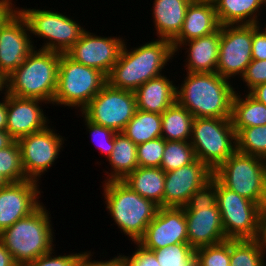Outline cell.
Returning <instances> with one entry per match:
<instances>
[{"label":"cell","mask_w":266,"mask_h":266,"mask_svg":"<svg viewBox=\"0 0 266 266\" xmlns=\"http://www.w3.org/2000/svg\"><path fill=\"white\" fill-rule=\"evenodd\" d=\"M137 110L133 91L117 89L108 83L81 110L90 121L122 132Z\"/></svg>","instance_id":"11"},{"label":"cell","mask_w":266,"mask_h":266,"mask_svg":"<svg viewBox=\"0 0 266 266\" xmlns=\"http://www.w3.org/2000/svg\"><path fill=\"white\" fill-rule=\"evenodd\" d=\"M138 243L150 251L178 243H188L184 208L159 207Z\"/></svg>","instance_id":"15"},{"label":"cell","mask_w":266,"mask_h":266,"mask_svg":"<svg viewBox=\"0 0 266 266\" xmlns=\"http://www.w3.org/2000/svg\"><path fill=\"white\" fill-rule=\"evenodd\" d=\"M12 1L0 0V29L19 11Z\"/></svg>","instance_id":"45"},{"label":"cell","mask_w":266,"mask_h":266,"mask_svg":"<svg viewBox=\"0 0 266 266\" xmlns=\"http://www.w3.org/2000/svg\"><path fill=\"white\" fill-rule=\"evenodd\" d=\"M160 266H197L196 253L188 243L153 250Z\"/></svg>","instance_id":"34"},{"label":"cell","mask_w":266,"mask_h":266,"mask_svg":"<svg viewBox=\"0 0 266 266\" xmlns=\"http://www.w3.org/2000/svg\"><path fill=\"white\" fill-rule=\"evenodd\" d=\"M137 249L132 256L123 255L124 266H160L153 251L145 249L135 242Z\"/></svg>","instance_id":"42"},{"label":"cell","mask_w":266,"mask_h":266,"mask_svg":"<svg viewBox=\"0 0 266 266\" xmlns=\"http://www.w3.org/2000/svg\"><path fill=\"white\" fill-rule=\"evenodd\" d=\"M126 45L107 76V83L113 88L135 92L145 82L161 76L160 72L175 55L168 39L157 38L129 50Z\"/></svg>","instance_id":"1"},{"label":"cell","mask_w":266,"mask_h":266,"mask_svg":"<svg viewBox=\"0 0 266 266\" xmlns=\"http://www.w3.org/2000/svg\"><path fill=\"white\" fill-rule=\"evenodd\" d=\"M218 22L223 25L258 24L263 0H212ZM248 18V19H247Z\"/></svg>","instance_id":"25"},{"label":"cell","mask_w":266,"mask_h":266,"mask_svg":"<svg viewBox=\"0 0 266 266\" xmlns=\"http://www.w3.org/2000/svg\"><path fill=\"white\" fill-rule=\"evenodd\" d=\"M91 254L90 251H84L81 254L80 260H79V266H124L123 262V256L122 255H117L113 257L112 259L110 258L109 260H101V261H96V260H91Z\"/></svg>","instance_id":"44"},{"label":"cell","mask_w":266,"mask_h":266,"mask_svg":"<svg viewBox=\"0 0 266 266\" xmlns=\"http://www.w3.org/2000/svg\"><path fill=\"white\" fill-rule=\"evenodd\" d=\"M221 39L220 28L207 36L183 42L175 51L178 52L182 46H188L186 72H216Z\"/></svg>","instance_id":"22"},{"label":"cell","mask_w":266,"mask_h":266,"mask_svg":"<svg viewBox=\"0 0 266 266\" xmlns=\"http://www.w3.org/2000/svg\"><path fill=\"white\" fill-rule=\"evenodd\" d=\"M30 34L47 39L40 49L65 54L81 37L84 27L63 13L51 10L19 8ZM48 41V42H47Z\"/></svg>","instance_id":"9"},{"label":"cell","mask_w":266,"mask_h":266,"mask_svg":"<svg viewBox=\"0 0 266 266\" xmlns=\"http://www.w3.org/2000/svg\"><path fill=\"white\" fill-rule=\"evenodd\" d=\"M217 205L228 240L258 239L261 206L223 186L217 180Z\"/></svg>","instance_id":"10"},{"label":"cell","mask_w":266,"mask_h":266,"mask_svg":"<svg viewBox=\"0 0 266 266\" xmlns=\"http://www.w3.org/2000/svg\"><path fill=\"white\" fill-rule=\"evenodd\" d=\"M220 28L212 0H192L187 7L183 26L171 41L174 51L183 42L210 35Z\"/></svg>","instance_id":"21"},{"label":"cell","mask_w":266,"mask_h":266,"mask_svg":"<svg viewBox=\"0 0 266 266\" xmlns=\"http://www.w3.org/2000/svg\"><path fill=\"white\" fill-rule=\"evenodd\" d=\"M165 75L150 79L134 93L138 110L162 114L176 102L177 86Z\"/></svg>","instance_id":"23"},{"label":"cell","mask_w":266,"mask_h":266,"mask_svg":"<svg viewBox=\"0 0 266 266\" xmlns=\"http://www.w3.org/2000/svg\"><path fill=\"white\" fill-rule=\"evenodd\" d=\"M0 266H19L0 239Z\"/></svg>","instance_id":"46"},{"label":"cell","mask_w":266,"mask_h":266,"mask_svg":"<svg viewBox=\"0 0 266 266\" xmlns=\"http://www.w3.org/2000/svg\"><path fill=\"white\" fill-rule=\"evenodd\" d=\"M217 179L212 178L203 186L197 189L190 197L187 204L183 207L184 211H200L205 208L213 207L217 203Z\"/></svg>","instance_id":"37"},{"label":"cell","mask_w":266,"mask_h":266,"mask_svg":"<svg viewBox=\"0 0 266 266\" xmlns=\"http://www.w3.org/2000/svg\"><path fill=\"white\" fill-rule=\"evenodd\" d=\"M161 114L136 110L122 133L136 145L161 137Z\"/></svg>","instance_id":"30"},{"label":"cell","mask_w":266,"mask_h":266,"mask_svg":"<svg viewBox=\"0 0 266 266\" xmlns=\"http://www.w3.org/2000/svg\"><path fill=\"white\" fill-rule=\"evenodd\" d=\"M252 25H223L216 72L224 78L242 76L252 61Z\"/></svg>","instance_id":"13"},{"label":"cell","mask_w":266,"mask_h":266,"mask_svg":"<svg viewBox=\"0 0 266 266\" xmlns=\"http://www.w3.org/2000/svg\"><path fill=\"white\" fill-rule=\"evenodd\" d=\"M4 91L7 92V77L0 72V92L3 93Z\"/></svg>","instance_id":"51"},{"label":"cell","mask_w":266,"mask_h":266,"mask_svg":"<svg viewBox=\"0 0 266 266\" xmlns=\"http://www.w3.org/2000/svg\"><path fill=\"white\" fill-rule=\"evenodd\" d=\"M196 160L190 141H165V149L160 168L164 172L187 166Z\"/></svg>","instance_id":"33"},{"label":"cell","mask_w":266,"mask_h":266,"mask_svg":"<svg viewBox=\"0 0 266 266\" xmlns=\"http://www.w3.org/2000/svg\"><path fill=\"white\" fill-rule=\"evenodd\" d=\"M184 213L187 220L188 244L193 249L227 240L217 203L200 211H184Z\"/></svg>","instance_id":"20"},{"label":"cell","mask_w":266,"mask_h":266,"mask_svg":"<svg viewBox=\"0 0 266 266\" xmlns=\"http://www.w3.org/2000/svg\"><path fill=\"white\" fill-rule=\"evenodd\" d=\"M84 119V123L87 127V131H89L92 140L95 139L97 142V147L100 150L101 154L105 155L108 158L114 148V136L117 132H115L111 128H107L96 124L90 120H88L83 114L82 116ZM98 138V139H97ZM94 141V140H93ZM95 142V141H94Z\"/></svg>","instance_id":"39"},{"label":"cell","mask_w":266,"mask_h":266,"mask_svg":"<svg viewBox=\"0 0 266 266\" xmlns=\"http://www.w3.org/2000/svg\"><path fill=\"white\" fill-rule=\"evenodd\" d=\"M50 127L17 140L28 179L39 182L41 175L54 164L63 148L64 138Z\"/></svg>","instance_id":"12"},{"label":"cell","mask_w":266,"mask_h":266,"mask_svg":"<svg viewBox=\"0 0 266 266\" xmlns=\"http://www.w3.org/2000/svg\"><path fill=\"white\" fill-rule=\"evenodd\" d=\"M106 84L104 73L61 54L53 105L78 107L81 111Z\"/></svg>","instance_id":"7"},{"label":"cell","mask_w":266,"mask_h":266,"mask_svg":"<svg viewBox=\"0 0 266 266\" xmlns=\"http://www.w3.org/2000/svg\"><path fill=\"white\" fill-rule=\"evenodd\" d=\"M0 174L9 182L28 179L23 169L21 150L17 140L7 148L0 149Z\"/></svg>","instance_id":"35"},{"label":"cell","mask_w":266,"mask_h":266,"mask_svg":"<svg viewBox=\"0 0 266 266\" xmlns=\"http://www.w3.org/2000/svg\"><path fill=\"white\" fill-rule=\"evenodd\" d=\"M26 19L18 11L0 29V72L8 77L36 46L29 35Z\"/></svg>","instance_id":"17"},{"label":"cell","mask_w":266,"mask_h":266,"mask_svg":"<svg viewBox=\"0 0 266 266\" xmlns=\"http://www.w3.org/2000/svg\"><path fill=\"white\" fill-rule=\"evenodd\" d=\"M263 5L266 7V0H263ZM266 9V8H265Z\"/></svg>","instance_id":"53"},{"label":"cell","mask_w":266,"mask_h":266,"mask_svg":"<svg viewBox=\"0 0 266 266\" xmlns=\"http://www.w3.org/2000/svg\"><path fill=\"white\" fill-rule=\"evenodd\" d=\"M165 149L162 137L137 145V161L139 167H160Z\"/></svg>","instance_id":"38"},{"label":"cell","mask_w":266,"mask_h":266,"mask_svg":"<svg viewBox=\"0 0 266 266\" xmlns=\"http://www.w3.org/2000/svg\"><path fill=\"white\" fill-rule=\"evenodd\" d=\"M194 119L193 115L176 101L161 114V137L165 141H190Z\"/></svg>","instance_id":"29"},{"label":"cell","mask_w":266,"mask_h":266,"mask_svg":"<svg viewBox=\"0 0 266 266\" xmlns=\"http://www.w3.org/2000/svg\"><path fill=\"white\" fill-rule=\"evenodd\" d=\"M236 151L266 160V125L240 129L236 133Z\"/></svg>","instance_id":"32"},{"label":"cell","mask_w":266,"mask_h":266,"mask_svg":"<svg viewBox=\"0 0 266 266\" xmlns=\"http://www.w3.org/2000/svg\"><path fill=\"white\" fill-rule=\"evenodd\" d=\"M258 240L266 248V202L261 206V211H260V231H259Z\"/></svg>","instance_id":"47"},{"label":"cell","mask_w":266,"mask_h":266,"mask_svg":"<svg viewBox=\"0 0 266 266\" xmlns=\"http://www.w3.org/2000/svg\"><path fill=\"white\" fill-rule=\"evenodd\" d=\"M212 176L213 171L198 159L187 166L165 172L164 207H184L191 195Z\"/></svg>","instance_id":"18"},{"label":"cell","mask_w":266,"mask_h":266,"mask_svg":"<svg viewBox=\"0 0 266 266\" xmlns=\"http://www.w3.org/2000/svg\"><path fill=\"white\" fill-rule=\"evenodd\" d=\"M176 101L194 118H231L235 88L217 72H187ZM180 88V89H179Z\"/></svg>","instance_id":"2"},{"label":"cell","mask_w":266,"mask_h":266,"mask_svg":"<svg viewBox=\"0 0 266 266\" xmlns=\"http://www.w3.org/2000/svg\"><path fill=\"white\" fill-rule=\"evenodd\" d=\"M213 176L226 188L262 206L266 202V160L235 151Z\"/></svg>","instance_id":"6"},{"label":"cell","mask_w":266,"mask_h":266,"mask_svg":"<svg viewBox=\"0 0 266 266\" xmlns=\"http://www.w3.org/2000/svg\"><path fill=\"white\" fill-rule=\"evenodd\" d=\"M9 183V181L0 174V189H2L4 186H6Z\"/></svg>","instance_id":"52"},{"label":"cell","mask_w":266,"mask_h":266,"mask_svg":"<svg viewBox=\"0 0 266 266\" xmlns=\"http://www.w3.org/2000/svg\"><path fill=\"white\" fill-rule=\"evenodd\" d=\"M38 181L9 182L0 189V233L17 220L28 216L41 204ZM40 196V197H39Z\"/></svg>","instance_id":"16"},{"label":"cell","mask_w":266,"mask_h":266,"mask_svg":"<svg viewBox=\"0 0 266 266\" xmlns=\"http://www.w3.org/2000/svg\"><path fill=\"white\" fill-rule=\"evenodd\" d=\"M248 93L257 101L266 105V83L255 86Z\"/></svg>","instance_id":"48"},{"label":"cell","mask_w":266,"mask_h":266,"mask_svg":"<svg viewBox=\"0 0 266 266\" xmlns=\"http://www.w3.org/2000/svg\"><path fill=\"white\" fill-rule=\"evenodd\" d=\"M190 143L196 159L214 171L236 151L231 118H195Z\"/></svg>","instance_id":"8"},{"label":"cell","mask_w":266,"mask_h":266,"mask_svg":"<svg viewBox=\"0 0 266 266\" xmlns=\"http://www.w3.org/2000/svg\"><path fill=\"white\" fill-rule=\"evenodd\" d=\"M241 80L246 83L248 91L255 86L266 83V60H253L246 67Z\"/></svg>","instance_id":"41"},{"label":"cell","mask_w":266,"mask_h":266,"mask_svg":"<svg viewBox=\"0 0 266 266\" xmlns=\"http://www.w3.org/2000/svg\"><path fill=\"white\" fill-rule=\"evenodd\" d=\"M3 102L0 101V130H6L7 122V92H4Z\"/></svg>","instance_id":"49"},{"label":"cell","mask_w":266,"mask_h":266,"mask_svg":"<svg viewBox=\"0 0 266 266\" xmlns=\"http://www.w3.org/2000/svg\"><path fill=\"white\" fill-rule=\"evenodd\" d=\"M197 266H230V240L195 249Z\"/></svg>","instance_id":"36"},{"label":"cell","mask_w":266,"mask_h":266,"mask_svg":"<svg viewBox=\"0 0 266 266\" xmlns=\"http://www.w3.org/2000/svg\"><path fill=\"white\" fill-rule=\"evenodd\" d=\"M258 24L252 25V59L266 60V31Z\"/></svg>","instance_id":"43"},{"label":"cell","mask_w":266,"mask_h":266,"mask_svg":"<svg viewBox=\"0 0 266 266\" xmlns=\"http://www.w3.org/2000/svg\"><path fill=\"white\" fill-rule=\"evenodd\" d=\"M243 97L235 92L232 100L231 120L235 133L243 128L266 125V105L249 93Z\"/></svg>","instance_id":"28"},{"label":"cell","mask_w":266,"mask_h":266,"mask_svg":"<svg viewBox=\"0 0 266 266\" xmlns=\"http://www.w3.org/2000/svg\"><path fill=\"white\" fill-rule=\"evenodd\" d=\"M136 151L137 145L131 139L122 132L116 133L113 151L107 158L111 173L106 172L107 180L104 181H122L134 171L139 166Z\"/></svg>","instance_id":"27"},{"label":"cell","mask_w":266,"mask_h":266,"mask_svg":"<svg viewBox=\"0 0 266 266\" xmlns=\"http://www.w3.org/2000/svg\"><path fill=\"white\" fill-rule=\"evenodd\" d=\"M140 196L164 207L165 172L160 167H137L124 180Z\"/></svg>","instance_id":"26"},{"label":"cell","mask_w":266,"mask_h":266,"mask_svg":"<svg viewBox=\"0 0 266 266\" xmlns=\"http://www.w3.org/2000/svg\"><path fill=\"white\" fill-rule=\"evenodd\" d=\"M15 139L6 131L0 130V149L10 146Z\"/></svg>","instance_id":"50"},{"label":"cell","mask_w":266,"mask_h":266,"mask_svg":"<svg viewBox=\"0 0 266 266\" xmlns=\"http://www.w3.org/2000/svg\"><path fill=\"white\" fill-rule=\"evenodd\" d=\"M103 196L111 218L119 229L138 242L159 208L152 200L140 196L123 181H104Z\"/></svg>","instance_id":"5"},{"label":"cell","mask_w":266,"mask_h":266,"mask_svg":"<svg viewBox=\"0 0 266 266\" xmlns=\"http://www.w3.org/2000/svg\"><path fill=\"white\" fill-rule=\"evenodd\" d=\"M42 102L47 104L39 99L18 97L7 93L6 131L15 140L39 132L48 126L50 121L40 108Z\"/></svg>","instance_id":"19"},{"label":"cell","mask_w":266,"mask_h":266,"mask_svg":"<svg viewBox=\"0 0 266 266\" xmlns=\"http://www.w3.org/2000/svg\"><path fill=\"white\" fill-rule=\"evenodd\" d=\"M119 37L96 36L85 30L80 39L65 53L79 64L98 69L106 76L119 59L125 40Z\"/></svg>","instance_id":"14"},{"label":"cell","mask_w":266,"mask_h":266,"mask_svg":"<svg viewBox=\"0 0 266 266\" xmlns=\"http://www.w3.org/2000/svg\"><path fill=\"white\" fill-rule=\"evenodd\" d=\"M265 254L258 239L230 240V266H266Z\"/></svg>","instance_id":"31"},{"label":"cell","mask_w":266,"mask_h":266,"mask_svg":"<svg viewBox=\"0 0 266 266\" xmlns=\"http://www.w3.org/2000/svg\"><path fill=\"white\" fill-rule=\"evenodd\" d=\"M191 1L154 0L152 17L157 37L172 41L179 34Z\"/></svg>","instance_id":"24"},{"label":"cell","mask_w":266,"mask_h":266,"mask_svg":"<svg viewBox=\"0 0 266 266\" xmlns=\"http://www.w3.org/2000/svg\"><path fill=\"white\" fill-rule=\"evenodd\" d=\"M43 205L0 233L5 248L19 266L54 250L50 212Z\"/></svg>","instance_id":"4"},{"label":"cell","mask_w":266,"mask_h":266,"mask_svg":"<svg viewBox=\"0 0 266 266\" xmlns=\"http://www.w3.org/2000/svg\"><path fill=\"white\" fill-rule=\"evenodd\" d=\"M61 53L35 48L7 77V93L53 104Z\"/></svg>","instance_id":"3"},{"label":"cell","mask_w":266,"mask_h":266,"mask_svg":"<svg viewBox=\"0 0 266 266\" xmlns=\"http://www.w3.org/2000/svg\"><path fill=\"white\" fill-rule=\"evenodd\" d=\"M54 250L40 256L36 260L29 262L25 266H79V260L82 252L68 255H52Z\"/></svg>","instance_id":"40"}]
</instances>
